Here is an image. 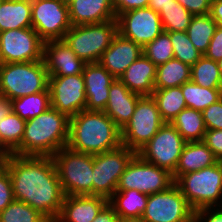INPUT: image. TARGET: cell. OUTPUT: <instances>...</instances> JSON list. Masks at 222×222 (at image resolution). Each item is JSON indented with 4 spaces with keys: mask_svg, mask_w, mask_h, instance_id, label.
I'll use <instances>...</instances> for the list:
<instances>
[{
    "mask_svg": "<svg viewBox=\"0 0 222 222\" xmlns=\"http://www.w3.org/2000/svg\"><path fill=\"white\" fill-rule=\"evenodd\" d=\"M7 171L15 200L28 204L54 222L65 195L53 158L10 154Z\"/></svg>",
    "mask_w": 222,
    "mask_h": 222,
    "instance_id": "6da1fadb",
    "label": "cell"
},
{
    "mask_svg": "<svg viewBox=\"0 0 222 222\" xmlns=\"http://www.w3.org/2000/svg\"><path fill=\"white\" fill-rule=\"evenodd\" d=\"M121 145V129L104 111L85 109L70 118L67 147L73 151L95 155Z\"/></svg>",
    "mask_w": 222,
    "mask_h": 222,
    "instance_id": "7a4b0ae2",
    "label": "cell"
},
{
    "mask_svg": "<svg viewBox=\"0 0 222 222\" xmlns=\"http://www.w3.org/2000/svg\"><path fill=\"white\" fill-rule=\"evenodd\" d=\"M70 118L50 107L39 116L26 120L18 156L52 157L67 146Z\"/></svg>",
    "mask_w": 222,
    "mask_h": 222,
    "instance_id": "3957f363",
    "label": "cell"
},
{
    "mask_svg": "<svg viewBox=\"0 0 222 222\" xmlns=\"http://www.w3.org/2000/svg\"><path fill=\"white\" fill-rule=\"evenodd\" d=\"M48 86L43 60L0 64V94L10 100L46 91Z\"/></svg>",
    "mask_w": 222,
    "mask_h": 222,
    "instance_id": "277c9868",
    "label": "cell"
},
{
    "mask_svg": "<svg viewBox=\"0 0 222 222\" xmlns=\"http://www.w3.org/2000/svg\"><path fill=\"white\" fill-rule=\"evenodd\" d=\"M175 184L193 208L222 206V162L179 176Z\"/></svg>",
    "mask_w": 222,
    "mask_h": 222,
    "instance_id": "5b68a950",
    "label": "cell"
},
{
    "mask_svg": "<svg viewBox=\"0 0 222 222\" xmlns=\"http://www.w3.org/2000/svg\"><path fill=\"white\" fill-rule=\"evenodd\" d=\"M65 196L93 195V155L63 147L52 156Z\"/></svg>",
    "mask_w": 222,
    "mask_h": 222,
    "instance_id": "8992f818",
    "label": "cell"
},
{
    "mask_svg": "<svg viewBox=\"0 0 222 222\" xmlns=\"http://www.w3.org/2000/svg\"><path fill=\"white\" fill-rule=\"evenodd\" d=\"M118 33L117 20L72 26L63 40L85 63L99 62Z\"/></svg>",
    "mask_w": 222,
    "mask_h": 222,
    "instance_id": "52a82bcc",
    "label": "cell"
},
{
    "mask_svg": "<svg viewBox=\"0 0 222 222\" xmlns=\"http://www.w3.org/2000/svg\"><path fill=\"white\" fill-rule=\"evenodd\" d=\"M164 123L155 99L152 96H141L131 119L121 129L122 145L137 153Z\"/></svg>",
    "mask_w": 222,
    "mask_h": 222,
    "instance_id": "ba28073f",
    "label": "cell"
},
{
    "mask_svg": "<svg viewBox=\"0 0 222 222\" xmlns=\"http://www.w3.org/2000/svg\"><path fill=\"white\" fill-rule=\"evenodd\" d=\"M174 183L169 171L145 161L136 153L121 175L116 191L138 190L150 195L164 191Z\"/></svg>",
    "mask_w": 222,
    "mask_h": 222,
    "instance_id": "9c48e42d",
    "label": "cell"
},
{
    "mask_svg": "<svg viewBox=\"0 0 222 222\" xmlns=\"http://www.w3.org/2000/svg\"><path fill=\"white\" fill-rule=\"evenodd\" d=\"M136 153L126 146L93 155V195L109 199L121 175Z\"/></svg>",
    "mask_w": 222,
    "mask_h": 222,
    "instance_id": "30bf717a",
    "label": "cell"
},
{
    "mask_svg": "<svg viewBox=\"0 0 222 222\" xmlns=\"http://www.w3.org/2000/svg\"><path fill=\"white\" fill-rule=\"evenodd\" d=\"M141 217L146 222H194L195 211L174 183L164 191L148 195Z\"/></svg>",
    "mask_w": 222,
    "mask_h": 222,
    "instance_id": "8fae6325",
    "label": "cell"
},
{
    "mask_svg": "<svg viewBox=\"0 0 222 222\" xmlns=\"http://www.w3.org/2000/svg\"><path fill=\"white\" fill-rule=\"evenodd\" d=\"M186 141L171 123H164L156 135L137 154L173 174Z\"/></svg>",
    "mask_w": 222,
    "mask_h": 222,
    "instance_id": "7c38bea8",
    "label": "cell"
},
{
    "mask_svg": "<svg viewBox=\"0 0 222 222\" xmlns=\"http://www.w3.org/2000/svg\"><path fill=\"white\" fill-rule=\"evenodd\" d=\"M32 28L43 42L62 40L72 27L69 7L62 0H31Z\"/></svg>",
    "mask_w": 222,
    "mask_h": 222,
    "instance_id": "4fadbf2b",
    "label": "cell"
},
{
    "mask_svg": "<svg viewBox=\"0 0 222 222\" xmlns=\"http://www.w3.org/2000/svg\"><path fill=\"white\" fill-rule=\"evenodd\" d=\"M43 43L32 27L0 32V64L41 61Z\"/></svg>",
    "mask_w": 222,
    "mask_h": 222,
    "instance_id": "5bb4252c",
    "label": "cell"
},
{
    "mask_svg": "<svg viewBox=\"0 0 222 222\" xmlns=\"http://www.w3.org/2000/svg\"><path fill=\"white\" fill-rule=\"evenodd\" d=\"M51 107L69 118L85 110L86 92L82 74L49 76Z\"/></svg>",
    "mask_w": 222,
    "mask_h": 222,
    "instance_id": "9a60e30c",
    "label": "cell"
},
{
    "mask_svg": "<svg viewBox=\"0 0 222 222\" xmlns=\"http://www.w3.org/2000/svg\"><path fill=\"white\" fill-rule=\"evenodd\" d=\"M116 19L118 33L142 47L163 32L160 15L150 7L124 12Z\"/></svg>",
    "mask_w": 222,
    "mask_h": 222,
    "instance_id": "2e32d148",
    "label": "cell"
},
{
    "mask_svg": "<svg viewBox=\"0 0 222 222\" xmlns=\"http://www.w3.org/2000/svg\"><path fill=\"white\" fill-rule=\"evenodd\" d=\"M43 61L49 76L82 74L86 64L63 39L43 43Z\"/></svg>",
    "mask_w": 222,
    "mask_h": 222,
    "instance_id": "e0dca14e",
    "label": "cell"
},
{
    "mask_svg": "<svg viewBox=\"0 0 222 222\" xmlns=\"http://www.w3.org/2000/svg\"><path fill=\"white\" fill-rule=\"evenodd\" d=\"M143 47L117 33L111 45L102 54L99 63L118 79L124 71L141 55Z\"/></svg>",
    "mask_w": 222,
    "mask_h": 222,
    "instance_id": "ac0fdd59",
    "label": "cell"
},
{
    "mask_svg": "<svg viewBox=\"0 0 222 222\" xmlns=\"http://www.w3.org/2000/svg\"><path fill=\"white\" fill-rule=\"evenodd\" d=\"M86 92V110L104 111L110 85L115 78L99 63H86L83 70Z\"/></svg>",
    "mask_w": 222,
    "mask_h": 222,
    "instance_id": "d6986e66",
    "label": "cell"
},
{
    "mask_svg": "<svg viewBox=\"0 0 222 222\" xmlns=\"http://www.w3.org/2000/svg\"><path fill=\"white\" fill-rule=\"evenodd\" d=\"M108 199L94 195L64 196L60 214L54 222H92Z\"/></svg>",
    "mask_w": 222,
    "mask_h": 222,
    "instance_id": "ffe728a7",
    "label": "cell"
},
{
    "mask_svg": "<svg viewBox=\"0 0 222 222\" xmlns=\"http://www.w3.org/2000/svg\"><path fill=\"white\" fill-rule=\"evenodd\" d=\"M104 112L122 129L131 119L141 95L131 92L119 79L110 85Z\"/></svg>",
    "mask_w": 222,
    "mask_h": 222,
    "instance_id": "44dd1931",
    "label": "cell"
},
{
    "mask_svg": "<svg viewBox=\"0 0 222 222\" xmlns=\"http://www.w3.org/2000/svg\"><path fill=\"white\" fill-rule=\"evenodd\" d=\"M68 7L72 26L117 20L111 0H73Z\"/></svg>",
    "mask_w": 222,
    "mask_h": 222,
    "instance_id": "7402d4cb",
    "label": "cell"
},
{
    "mask_svg": "<svg viewBox=\"0 0 222 222\" xmlns=\"http://www.w3.org/2000/svg\"><path fill=\"white\" fill-rule=\"evenodd\" d=\"M157 66L144 54L136 59L118 78L131 92L152 96Z\"/></svg>",
    "mask_w": 222,
    "mask_h": 222,
    "instance_id": "603a6c76",
    "label": "cell"
},
{
    "mask_svg": "<svg viewBox=\"0 0 222 222\" xmlns=\"http://www.w3.org/2000/svg\"><path fill=\"white\" fill-rule=\"evenodd\" d=\"M218 160L203 141L186 142L172 174L174 181L181 175L198 171L216 164Z\"/></svg>",
    "mask_w": 222,
    "mask_h": 222,
    "instance_id": "cb8c5ba5",
    "label": "cell"
},
{
    "mask_svg": "<svg viewBox=\"0 0 222 222\" xmlns=\"http://www.w3.org/2000/svg\"><path fill=\"white\" fill-rule=\"evenodd\" d=\"M31 0H4L0 7V32L31 28Z\"/></svg>",
    "mask_w": 222,
    "mask_h": 222,
    "instance_id": "d4e9b609",
    "label": "cell"
},
{
    "mask_svg": "<svg viewBox=\"0 0 222 222\" xmlns=\"http://www.w3.org/2000/svg\"><path fill=\"white\" fill-rule=\"evenodd\" d=\"M148 195L138 190L116 191L108 203L113 207L118 217H141L147 205Z\"/></svg>",
    "mask_w": 222,
    "mask_h": 222,
    "instance_id": "484cf974",
    "label": "cell"
},
{
    "mask_svg": "<svg viewBox=\"0 0 222 222\" xmlns=\"http://www.w3.org/2000/svg\"><path fill=\"white\" fill-rule=\"evenodd\" d=\"M190 80L191 66L173 58L157 66L154 89L179 87Z\"/></svg>",
    "mask_w": 222,
    "mask_h": 222,
    "instance_id": "4316f807",
    "label": "cell"
},
{
    "mask_svg": "<svg viewBox=\"0 0 222 222\" xmlns=\"http://www.w3.org/2000/svg\"><path fill=\"white\" fill-rule=\"evenodd\" d=\"M186 142L203 141L207 131L201 111L186 107L171 122Z\"/></svg>",
    "mask_w": 222,
    "mask_h": 222,
    "instance_id": "83f0119b",
    "label": "cell"
},
{
    "mask_svg": "<svg viewBox=\"0 0 222 222\" xmlns=\"http://www.w3.org/2000/svg\"><path fill=\"white\" fill-rule=\"evenodd\" d=\"M152 97L155 99L160 115L165 123H171L187 107L181 86L155 89Z\"/></svg>",
    "mask_w": 222,
    "mask_h": 222,
    "instance_id": "f1b7e54d",
    "label": "cell"
},
{
    "mask_svg": "<svg viewBox=\"0 0 222 222\" xmlns=\"http://www.w3.org/2000/svg\"><path fill=\"white\" fill-rule=\"evenodd\" d=\"M181 89L187 107L201 112L222 98V88L202 87L191 80L185 82Z\"/></svg>",
    "mask_w": 222,
    "mask_h": 222,
    "instance_id": "f546056e",
    "label": "cell"
},
{
    "mask_svg": "<svg viewBox=\"0 0 222 222\" xmlns=\"http://www.w3.org/2000/svg\"><path fill=\"white\" fill-rule=\"evenodd\" d=\"M11 101L13 112L24 120L35 118L51 107L49 88L46 91L19 97Z\"/></svg>",
    "mask_w": 222,
    "mask_h": 222,
    "instance_id": "4dcf8cb0",
    "label": "cell"
},
{
    "mask_svg": "<svg viewBox=\"0 0 222 222\" xmlns=\"http://www.w3.org/2000/svg\"><path fill=\"white\" fill-rule=\"evenodd\" d=\"M217 26L210 14L192 16L186 32L193 45L203 55L208 50Z\"/></svg>",
    "mask_w": 222,
    "mask_h": 222,
    "instance_id": "1f68e13d",
    "label": "cell"
},
{
    "mask_svg": "<svg viewBox=\"0 0 222 222\" xmlns=\"http://www.w3.org/2000/svg\"><path fill=\"white\" fill-rule=\"evenodd\" d=\"M26 120L12 112L0 121V144L9 153L13 154L21 145Z\"/></svg>",
    "mask_w": 222,
    "mask_h": 222,
    "instance_id": "d6a6232c",
    "label": "cell"
},
{
    "mask_svg": "<svg viewBox=\"0 0 222 222\" xmlns=\"http://www.w3.org/2000/svg\"><path fill=\"white\" fill-rule=\"evenodd\" d=\"M191 81L202 87L222 88V75L217 61L203 55L191 66Z\"/></svg>",
    "mask_w": 222,
    "mask_h": 222,
    "instance_id": "836d02e7",
    "label": "cell"
},
{
    "mask_svg": "<svg viewBox=\"0 0 222 222\" xmlns=\"http://www.w3.org/2000/svg\"><path fill=\"white\" fill-rule=\"evenodd\" d=\"M158 14L160 15L164 32H186L193 16L177 1L162 8Z\"/></svg>",
    "mask_w": 222,
    "mask_h": 222,
    "instance_id": "e575fe53",
    "label": "cell"
},
{
    "mask_svg": "<svg viewBox=\"0 0 222 222\" xmlns=\"http://www.w3.org/2000/svg\"><path fill=\"white\" fill-rule=\"evenodd\" d=\"M0 222H51L40 211L14 200L0 212Z\"/></svg>",
    "mask_w": 222,
    "mask_h": 222,
    "instance_id": "d590c367",
    "label": "cell"
},
{
    "mask_svg": "<svg viewBox=\"0 0 222 222\" xmlns=\"http://www.w3.org/2000/svg\"><path fill=\"white\" fill-rule=\"evenodd\" d=\"M167 33L172 42L174 59L193 66L203 56V54L193 45L187 32L172 31Z\"/></svg>",
    "mask_w": 222,
    "mask_h": 222,
    "instance_id": "8d00e7d4",
    "label": "cell"
},
{
    "mask_svg": "<svg viewBox=\"0 0 222 222\" xmlns=\"http://www.w3.org/2000/svg\"><path fill=\"white\" fill-rule=\"evenodd\" d=\"M143 54L156 66L173 59L174 51L169 34L163 31L152 42L147 43L143 47Z\"/></svg>",
    "mask_w": 222,
    "mask_h": 222,
    "instance_id": "74e56055",
    "label": "cell"
},
{
    "mask_svg": "<svg viewBox=\"0 0 222 222\" xmlns=\"http://www.w3.org/2000/svg\"><path fill=\"white\" fill-rule=\"evenodd\" d=\"M207 130H222V98L202 111Z\"/></svg>",
    "mask_w": 222,
    "mask_h": 222,
    "instance_id": "f35d334b",
    "label": "cell"
},
{
    "mask_svg": "<svg viewBox=\"0 0 222 222\" xmlns=\"http://www.w3.org/2000/svg\"><path fill=\"white\" fill-rule=\"evenodd\" d=\"M203 142L213 152L216 159L222 162V130H207Z\"/></svg>",
    "mask_w": 222,
    "mask_h": 222,
    "instance_id": "ab89813d",
    "label": "cell"
},
{
    "mask_svg": "<svg viewBox=\"0 0 222 222\" xmlns=\"http://www.w3.org/2000/svg\"><path fill=\"white\" fill-rule=\"evenodd\" d=\"M14 200L15 198L10 174L8 171H6L0 177V212L3 211Z\"/></svg>",
    "mask_w": 222,
    "mask_h": 222,
    "instance_id": "60d3db41",
    "label": "cell"
},
{
    "mask_svg": "<svg viewBox=\"0 0 222 222\" xmlns=\"http://www.w3.org/2000/svg\"><path fill=\"white\" fill-rule=\"evenodd\" d=\"M193 16L210 14L211 0H176Z\"/></svg>",
    "mask_w": 222,
    "mask_h": 222,
    "instance_id": "b9f144b4",
    "label": "cell"
},
{
    "mask_svg": "<svg viewBox=\"0 0 222 222\" xmlns=\"http://www.w3.org/2000/svg\"><path fill=\"white\" fill-rule=\"evenodd\" d=\"M149 1L150 0H111L116 18L124 12L149 7Z\"/></svg>",
    "mask_w": 222,
    "mask_h": 222,
    "instance_id": "7bdbcfd3",
    "label": "cell"
},
{
    "mask_svg": "<svg viewBox=\"0 0 222 222\" xmlns=\"http://www.w3.org/2000/svg\"><path fill=\"white\" fill-rule=\"evenodd\" d=\"M194 222H222V206L201 208L195 211Z\"/></svg>",
    "mask_w": 222,
    "mask_h": 222,
    "instance_id": "ee69618b",
    "label": "cell"
},
{
    "mask_svg": "<svg viewBox=\"0 0 222 222\" xmlns=\"http://www.w3.org/2000/svg\"><path fill=\"white\" fill-rule=\"evenodd\" d=\"M204 55L214 61H218L222 58V26H217L208 50Z\"/></svg>",
    "mask_w": 222,
    "mask_h": 222,
    "instance_id": "f6af8a7d",
    "label": "cell"
},
{
    "mask_svg": "<svg viewBox=\"0 0 222 222\" xmlns=\"http://www.w3.org/2000/svg\"><path fill=\"white\" fill-rule=\"evenodd\" d=\"M118 218L113 207L107 203L92 222H117Z\"/></svg>",
    "mask_w": 222,
    "mask_h": 222,
    "instance_id": "bcb514c9",
    "label": "cell"
},
{
    "mask_svg": "<svg viewBox=\"0 0 222 222\" xmlns=\"http://www.w3.org/2000/svg\"><path fill=\"white\" fill-rule=\"evenodd\" d=\"M210 15L218 26H222V0L211 2Z\"/></svg>",
    "mask_w": 222,
    "mask_h": 222,
    "instance_id": "7dc6e473",
    "label": "cell"
},
{
    "mask_svg": "<svg viewBox=\"0 0 222 222\" xmlns=\"http://www.w3.org/2000/svg\"><path fill=\"white\" fill-rule=\"evenodd\" d=\"M12 112V101L3 94H0V121Z\"/></svg>",
    "mask_w": 222,
    "mask_h": 222,
    "instance_id": "c3c4849f",
    "label": "cell"
},
{
    "mask_svg": "<svg viewBox=\"0 0 222 222\" xmlns=\"http://www.w3.org/2000/svg\"><path fill=\"white\" fill-rule=\"evenodd\" d=\"M175 2L176 0H150L149 7L154 11L159 12L162 8H165Z\"/></svg>",
    "mask_w": 222,
    "mask_h": 222,
    "instance_id": "681fc988",
    "label": "cell"
},
{
    "mask_svg": "<svg viewBox=\"0 0 222 222\" xmlns=\"http://www.w3.org/2000/svg\"><path fill=\"white\" fill-rule=\"evenodd\" d=\"M10 155L0 154V177L7 171L8 158Z\"/></svg>",
    "mask_w": 222,
    "mask_h": 222,
    "instance_id": "f907efd6",
    "label": "cell"
},
{
    "mask_svg": "<svg viewBox=\"0 0 222 222\" xmlns=\"http://www.w3.org/2000/svg\"><path fill=\"white\" fill-rule=\"evenodd\" d=\"M117 222H146L142 217L124 218L119 217Z\"/></svg>",
    "mask_w": 222,
    "mask_h": 222,
    "instance_id": "816d5d0a",
    "label": "cell"
},
{
    "mask_svg": "<svg viewBox=\"0 0 222 222\" xmlns=\"http://www.w3.org/2000/svg\"><path fill=\"white\" fill-rule=\"evenodd\" d=\"M0 154L1 155H10L0 144Z\"/></svg>",
    "mask_w": 222,
    "mask_h": 222,
    "instance_id": "f5cc1de1",
    "label": "cell"
},
{
    "mask_svg": "<svg viewBox=\"0 0 222 222\" xmlns=\"http://www.w3.org/2000/svg\"><path fill=\"white\" fill-rule=\"evenodd\" d=\"M218 68L220 69L221 75H222V58L217 61Z\"/></svg>",
    "mask_w": 222,
    "mask_h": 222,
    "instance_id": "db71d44e",
    "label": "cell"
},
{
    "mask_svg": "<svg viewBox=\"0 0 222 222\" xmlns=\"http://www.w3.org/2000/svg\"><path fill=\"white\" fill-rule=\"evenodd\" d=\"M65 4H69L71 1H73V0H62Z\"/></svg>",
    "mask_w": 222,
    "mask_h": 222,
    "instance_id": "11a10c76",
    "label": "cell"
}]
</instances>
